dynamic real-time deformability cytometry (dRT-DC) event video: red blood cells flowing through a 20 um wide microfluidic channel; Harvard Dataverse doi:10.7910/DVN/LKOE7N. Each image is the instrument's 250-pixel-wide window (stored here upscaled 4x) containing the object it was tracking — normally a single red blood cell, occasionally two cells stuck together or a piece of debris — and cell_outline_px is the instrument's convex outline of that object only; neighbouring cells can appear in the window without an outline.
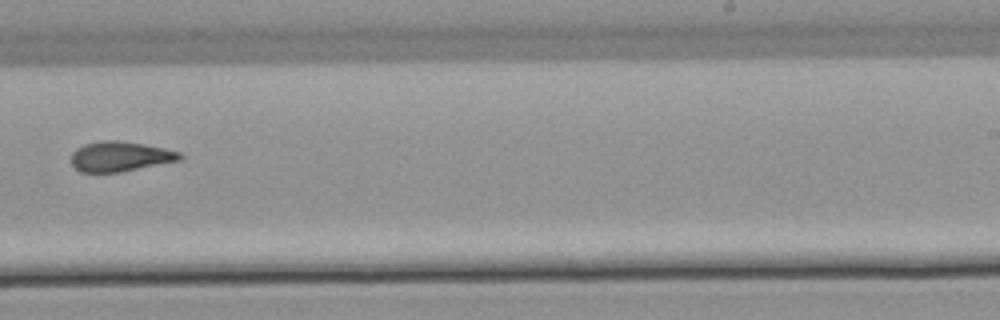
{"species": "common noctule bat (a hibernating species)", "species_latin": "Nyctalus noctula", "temperature_condition": "warm", "stored_images_in_passage": 14, "camera_frame_rate_fps": 3000, "um_per_image_px": 0.085, "animal": {"sex": "male", "body_mass_g": 21.5, "forearm_length_mm": 52.0}, "frame": {"image": 1, "passage_image": 8, "time_ms": 9.667, "image_size_px": [1000, 320], "cell_outline_px": [[184, 156], [180, 160], [120, 172], [80, 172], [72, 164], [72, 152], [76, 148], [84, 144], [104, 140], [120, 140], [144, 144], [164, 148], [180, 152]], "centroid_in_image_um": [10.21, 13.29], "position_along_channel_um": 278.8, "area_um2": 18.96}}